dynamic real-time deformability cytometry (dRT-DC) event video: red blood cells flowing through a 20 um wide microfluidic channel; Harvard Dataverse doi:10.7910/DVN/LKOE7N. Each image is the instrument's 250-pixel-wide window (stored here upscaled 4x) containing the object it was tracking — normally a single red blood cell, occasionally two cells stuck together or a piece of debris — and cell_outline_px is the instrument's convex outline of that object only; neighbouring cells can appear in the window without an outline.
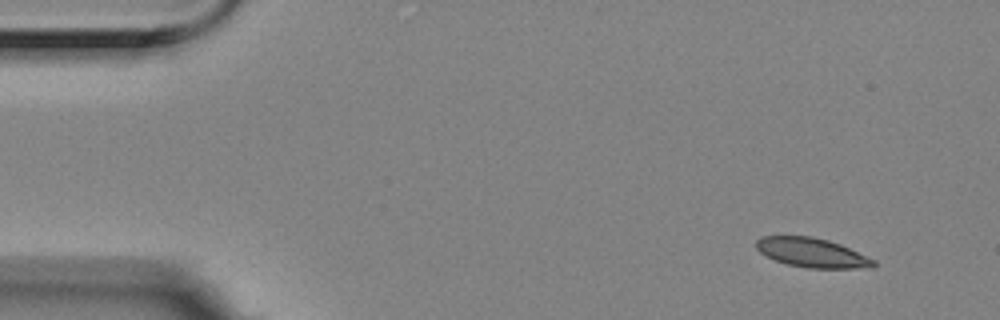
{"species": "Egyptian fruit bat (a non-hibernating species)", "species_latin": "Rousettus aegyptiacus", "temperature_condition": "room temperature", "stored_images_in_passage": 4, "camera_frame_rate_fps": 3000, "um_per_image_px": 0.085, "animal": {"sex": "female"}, "frame": {"image": 1, "passage_image": 1, "time_ms": 0.0, "image_size_px": [1000, 320], "cell_outline_px": [[876, 264], [872, 268], [808, 268], [788, 264], [776, 260], [760, 252], [756, 248], [756, 240], [760, 236], [812, 236], [828, 240], [840, 244], [876, 260]], "centroid_in_image_um": [69.04, 21.47], "position_along_channel_um": 16.0, "area_um2": 20.0}}
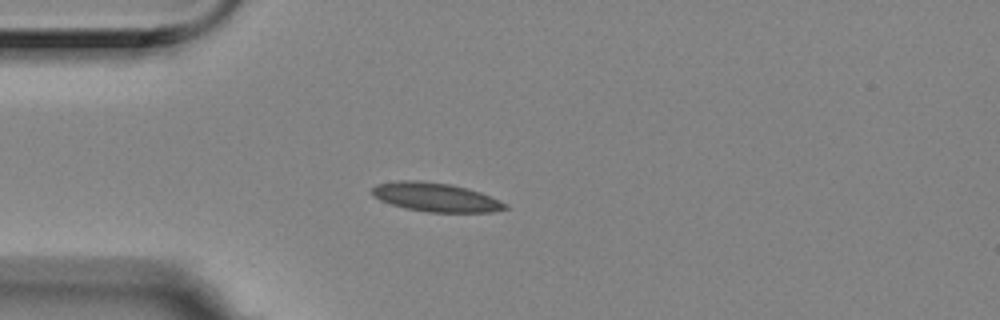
{"frame": {"image": 2, "passage_image": 4, "time_ms": 1.0, "image_size_px": [1000, 320], "cell_outline_px": [[508, 208], [492, 212], [428, 212], [404, 208], [380, 200], [372, 192], [372, 188], [376, 184], [400, 180], [416, 180], [448, 184], [468, 188], [480, 192], [500, 200], [508, 204]], "centroid_in_image_um": [37.06, 16.76], "position_along_channel_um": 47.9, "area_um2": 22.25}}